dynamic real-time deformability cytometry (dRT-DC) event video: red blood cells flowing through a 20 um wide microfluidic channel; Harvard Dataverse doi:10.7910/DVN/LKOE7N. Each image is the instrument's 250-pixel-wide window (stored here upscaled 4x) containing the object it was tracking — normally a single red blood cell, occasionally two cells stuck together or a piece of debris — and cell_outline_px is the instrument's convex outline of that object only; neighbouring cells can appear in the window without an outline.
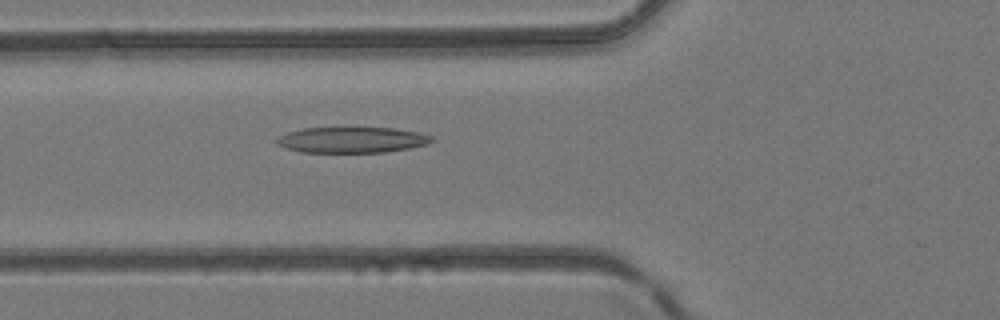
{"species": "common noctule bat (a hibernating species)", "species_latin": "Nyctalus noctula", "temperature_condition": "room temperature", "stored_images_in_passage": 30, "camera_frame_rate_fps": 3000, "um_per_image_px": 0.085, "animal": {"sex": "female", "body_mass_g": 24.6, "forearm_length_mm": 56.2}, "frame": {"image": 1, "passage_image": 6, "time_ms": 1.667, "image_size_px": [1000, 320], "cell_outline_px": [[436, 140], [428, 144], [408, 148], [384, 152], [300, 152], [276, 144], [276, 140], [280, 136], [288, 132], [304, 128], [396, 128], [416, 132], [432, 136]], "centroid_in_image_um": [29.94, 11.89], "position_along_channel_um": 95.9, "area_um2": 23.12}}
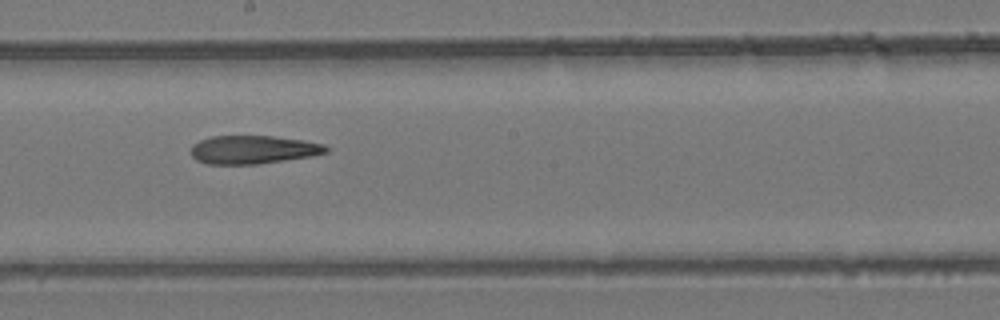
{"frame": {"image": 2, "passage_image": 15, "time_ms": 4.667, "image_size_px": [1000, 320], "cell_outline_px": [[332, 148], [328, 152], [312, 156], [256, 164], [208, 164], [196, 160], [192, 156], [192, 144], [200, 140], [212, 136], [272, 136], [304, 140], [324, 144]], "centroid_in_image_um": [21.55, 12.72], "position_along_channel_um": 226.6, "area_um2": 22.37}}
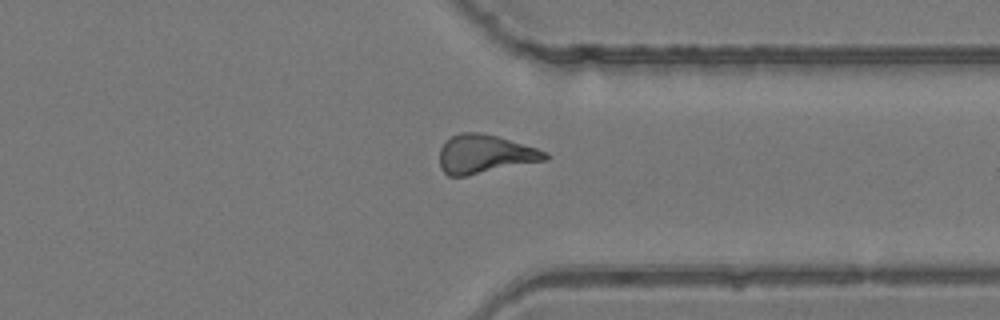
{"frame": {"image": 3, "passage_image": 25, "time_ms": 8.0, "image_size_px": [1000, 320], "cell_outline_px": [[552, 156], [548, 160], [468, 176], [448, 176], [440, 168], [440, 148], [452, 136], [460, 132], [480, 132], [496, 136], [536, 148], [548, 152]], "centroid_in_image_um": [41.24, 13.12], "position_along_channel_um": 370.2, "area_um2": 23.93}}